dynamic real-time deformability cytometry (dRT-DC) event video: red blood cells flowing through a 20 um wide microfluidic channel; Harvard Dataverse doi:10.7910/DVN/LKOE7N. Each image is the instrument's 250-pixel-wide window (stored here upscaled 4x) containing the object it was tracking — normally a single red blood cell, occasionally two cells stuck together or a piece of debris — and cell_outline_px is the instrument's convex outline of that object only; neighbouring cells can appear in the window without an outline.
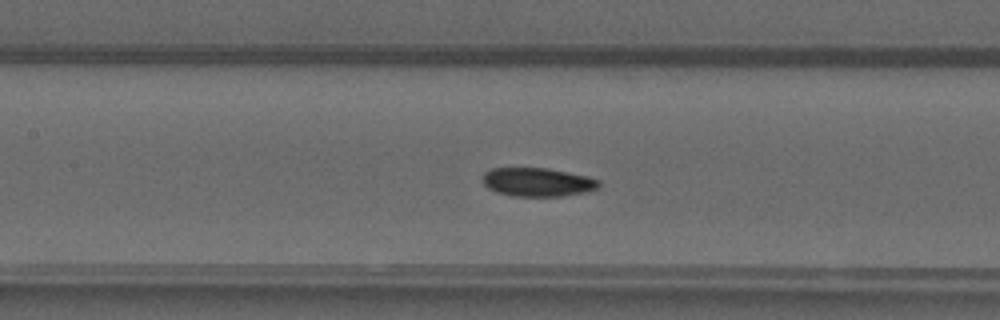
{"species": "common noctule bat (a hibernating species)", "species_latin": "Nyctalus noctula", "temperature_condition": "warm", "stored_images_in_passage": 50, "camera_frame_rate_fps": 3000, "um_per_image_px": 0.085, "animal": {"sex": "male", "forearm_length_mm": 52.5}, "frame": {"image": 1, "passage_image": 23, "time_ms": 7.333, "image_size_px": [1000, 320], "cell_outline_px": [[600, 184], [596, 188], [588, 192], [564, 196], [512, 196], [496, 192], [488, 188], [484, 184], [484, 172], [492, 168], [548, 168], [588, 176], [600, 180]], "centroid_in_image_um": [45.72, 15.48], "position_along_channel_um": 161.7, "area_um2": 19.48}}
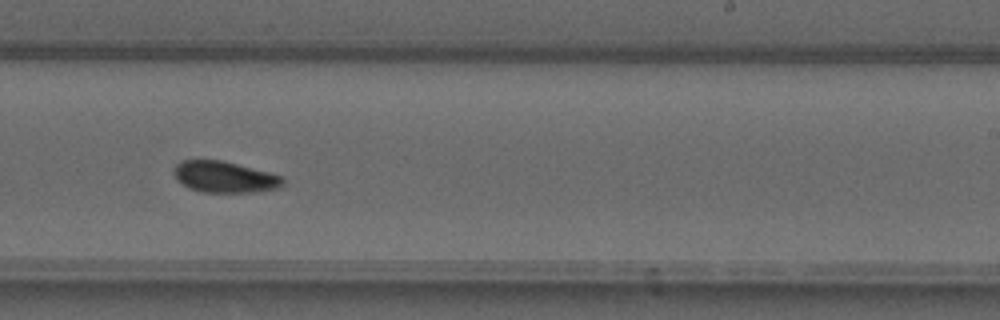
{"frame": {"image": 2, "passage_image": 31, "time_ms": 10.0, "image_size_px": [1000, 320], "cell_outline_px": [[284, 184], [280, 188], [256, 192], [200, 192], [188, 188], [176, 180], [172, 172], [172, 168], [180, 160], [220, 160], [284, 176]], "centroid_in_image_um": [19.06, 15.05], "position_along_channel_um": 269.9, "area_um2": 20.11}}
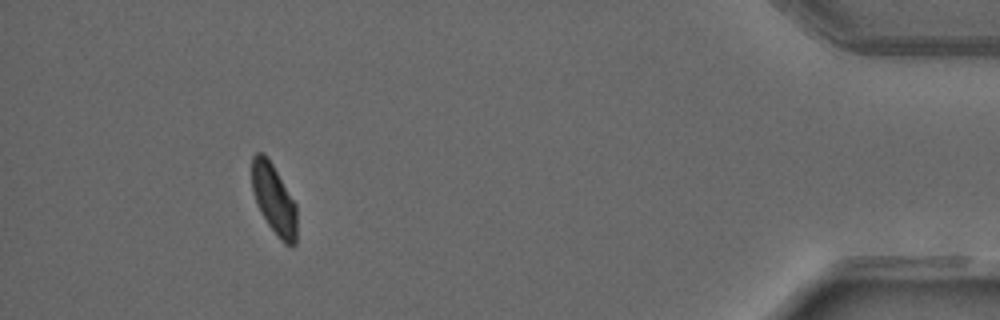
{"frame": {"image": 3, "passage_image": 46, "time_ms": 15.0, "image_size_px": [1000, 320], "cell_outline_px": [[296, 244], [292, 248], [284, 244], [276, 236], [260, 212], [252, 192], [252, 156], [256, 152], [264, 152], [272, 164], [296, 204]], "centroid_in_image_um": [23.28, 16.97], "position_along_channel_um": 411.9, "area_um2": 18.5}, "authors_computed_cell_mechanics": {"area_um2": 19.4208, "velocity_mm_per_s": 4.0748, "shape_relaxation_time_tau1_ms": 4.9106, "shape_relaxation_time_tau2_ms": null, "deformation_change_tau1": 0.1136, "deformation_change_tau2": null}}